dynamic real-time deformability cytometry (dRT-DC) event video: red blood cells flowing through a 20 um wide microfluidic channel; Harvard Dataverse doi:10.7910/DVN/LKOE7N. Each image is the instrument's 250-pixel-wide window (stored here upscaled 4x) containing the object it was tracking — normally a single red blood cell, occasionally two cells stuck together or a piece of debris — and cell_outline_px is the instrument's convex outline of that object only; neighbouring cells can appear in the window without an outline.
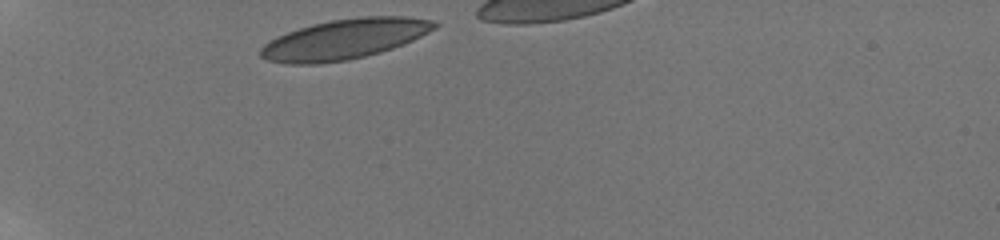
{"species": "human", "species_latin": "Homo sapiens", "temperature_condition": "room temperature", "stored_images_in_passage": 6, "camera_frame_rate_fps": 3000, "um_per_image_px": 0.085, "donor": {"sex": "male"}, "frame": {"image": 1, "passage_image": 1, "time_ms": 0.0, "image_size_px": [1000, 240], "cell_outline_px": [[440, 24], [436, 28], [412, 40], [392, 48], [380, 52], [348, 60], [316, 64], [284, 64], [268, 60], [260, 56], [260, 48], [264, 44], [276, 36], [312, 24], [332, 20], [360, 16], [404, 16], [432, 20]], "centroid_in_image_um": [29.26, 3.33], "position_along_channel_um": 55.7, "area_um2": 40.52}}
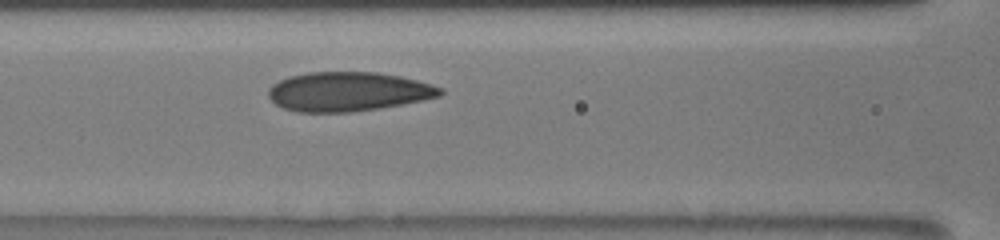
{"frame": {"image": 2, "passage_image": 6, "time_ms": 3.0, "image_size_px": [1000, 240], "cell_outline_px": [[444, 92], [440, 96], [424, 100], [380, 108], [348, 112], [300, 112], [284, 108], [276, 104], [268, 96], [268, 88], [272, 84], [288, 76], [308, 72], [376, 72], [400, 76], [432, 84], [444, 88]], "centroid_in_image_um": [29.6, 7.78], "position_along_channel_um": 137.0, "area_um2": 39.42}}